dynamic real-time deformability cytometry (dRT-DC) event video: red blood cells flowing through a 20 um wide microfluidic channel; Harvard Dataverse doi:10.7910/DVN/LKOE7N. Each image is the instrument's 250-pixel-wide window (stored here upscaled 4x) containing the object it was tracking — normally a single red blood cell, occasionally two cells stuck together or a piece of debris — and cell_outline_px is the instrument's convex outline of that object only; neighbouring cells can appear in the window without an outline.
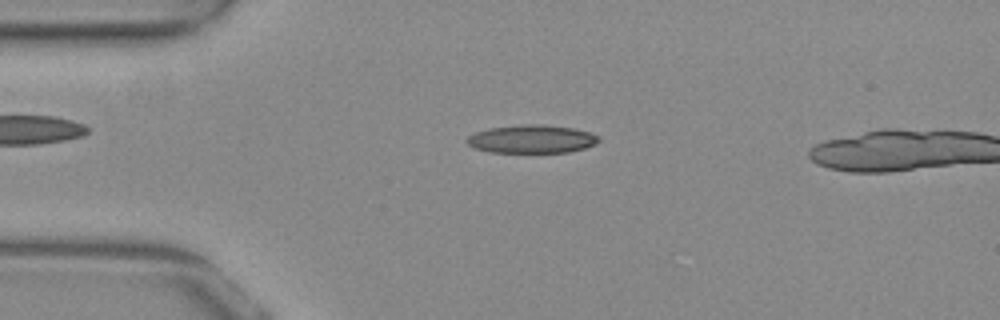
{"species": "common noctule bat (a hibernating species)", "species_latin": "Nyctalus noctula", "temperature_condition": "warm", "stored_images_in_passage": 13, "camera_frame_rate_fps": 3000, "um_per_image_px": 0.085, "animal": {"sex": "female", "body_mass_g": 29.2, "forearm_length_mm": 56.3}, "frame": {"image": 1, "passage_image": 11, "time_ms": 3.333, "image_size_px": [1000, 320], "cell_outline_px": [[600, 140], [596, 144], [584, 148], [568, 152], [488, 152], [476, 148], [468, 144], [464, 140], [468, 136], [476, 132], [488, 128], [524, 124], [540, 124], [572, 128], [588, 132], [600, 136]], "centroid_in_image_um": [45.19, 11.82], "position_along_channel_um": 39.8, "area_um2": 21.62}}